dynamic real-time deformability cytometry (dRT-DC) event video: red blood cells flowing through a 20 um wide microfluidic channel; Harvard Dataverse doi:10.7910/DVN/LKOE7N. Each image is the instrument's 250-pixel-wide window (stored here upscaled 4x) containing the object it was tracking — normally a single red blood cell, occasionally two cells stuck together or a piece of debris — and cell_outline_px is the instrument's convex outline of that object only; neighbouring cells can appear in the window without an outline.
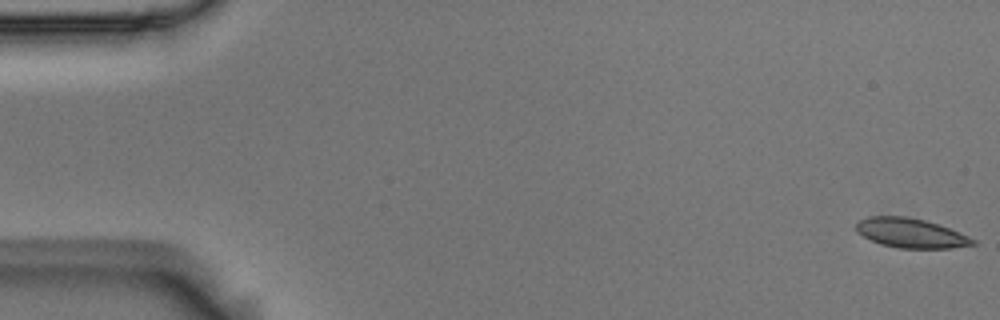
{"species": "Egyptian fruit bat (a non-hibernating species)", "species_latin": "Rousettus aegyptiacus", "temperature_condition": "room temperature", "stored_images_in_passage": 55, "camera_frame_rate_fps": 3000, "um_per_image_px": 0.085, "animal": {"sex": "male"}, "frame": {"image": 1, "passage_image": 1, "time_ms": 0.0, "image_size_px": [1000, 320], "cell_outline_px": [[976, 244], [952, 248], [900, 248], [880, 244], [856, 232], [856, 224], [860, 220], [868, 216], [908, 216], [924, 220], [960, 232], [976, 240]], "centroid_in_image_um": [77.41, 19.81], "position_along_channel_um": 7.6, "area_um2": 19.94}}
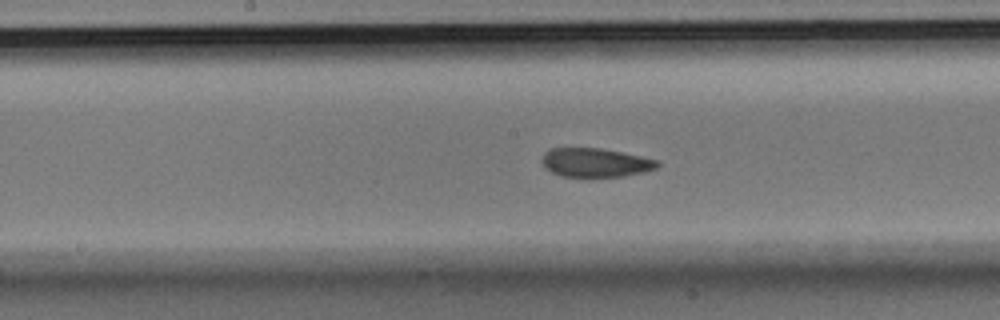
{"frame": {"image": 2, "passage_image": 28, "time_ms": 9.0, "image_size_px": [1000, 320], "cell_outline_px": [[660, 164], [656, 168], [644, 172], [624, 176], [560, 176], [544, 168], [540, 160], [544, 152], [548, 148], [600, 148], [640, 156], [656, 160]], "centroid_in_image_um": [50.54, 13.81], "position_along_channel_um": 197.7, "area_um2": 19.36}}
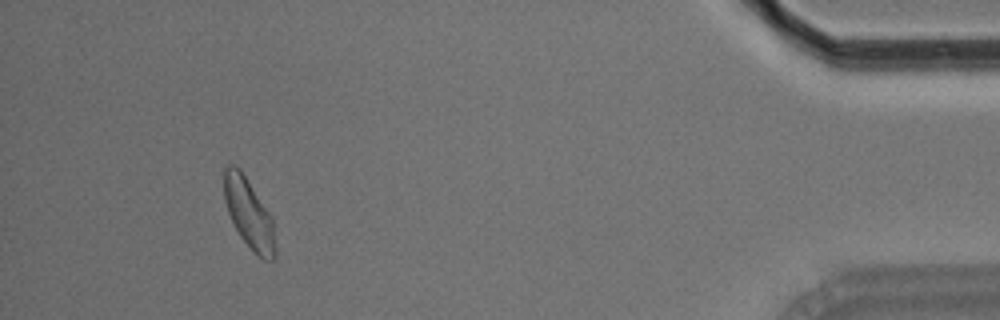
{"frame": {"image": 3, "passage_image": 51, "time_ms": 16.667, "image_size_px": [1000, 320], "cell_outline_px": [[276, 256], [272, 260], [264, 260], [252, 252], [240, 236], [228, 212], [224, 200], [224, 168], [228, 164], [232, 164], [240, 168], [272, 216], [276, 244]], "centroid_in_image_um": [21.17, 18.17], "position_along_channel_um": 414.0, "area_um2": 21.04}, "authors_computed_cell_mechanics": {"area_um2": 20.6346, "velocity_mm_per_s": 3.6624, "shape_relaxation_time_tau1_ms": 7.5266, "shape_relaxation_time_tau2_ms": 2.7024, "deformation_change_tau1": 0.1278, "deformation_change_tau2": 0.0767}}